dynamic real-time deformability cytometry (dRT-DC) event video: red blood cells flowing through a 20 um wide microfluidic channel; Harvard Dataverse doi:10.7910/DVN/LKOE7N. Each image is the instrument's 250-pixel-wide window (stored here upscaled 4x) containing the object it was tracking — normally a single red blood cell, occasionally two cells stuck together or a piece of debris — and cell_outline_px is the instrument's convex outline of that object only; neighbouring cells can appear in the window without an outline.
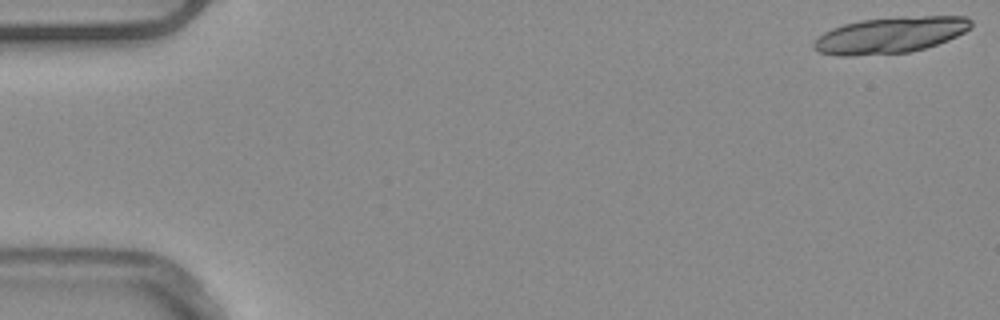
{"species": "common noctule bat (a hibernating species)", "species_latin": "Nyctalus noctula", "temperature_condition": "warm", "stored_images_in_passage": 18, "camera_frame_rate_fps": 3000, "um_per_image_px": 0.085, "animal": {"sex": "male", "body_mass_g": 20.4}, "frame": {"image": 1, "passage_image": 1, "time_ms": 0.0, "image_size_px": [1000, 320], "cell_outline_px": [[972, 24], [964, 32], [948, 40], [924, 48], [908, 52], [852, 56], [836, 56], [816, 52], [812, 48], [812, 44], [824, 32], [832, 28], [844, 24], [860, 20], [900, 16], [964, 16], [972, 20]], "centroid_in_image_um": [75.62, 2.98], "position_along_channel_um": 9.4, "area_um2": 33.29}}